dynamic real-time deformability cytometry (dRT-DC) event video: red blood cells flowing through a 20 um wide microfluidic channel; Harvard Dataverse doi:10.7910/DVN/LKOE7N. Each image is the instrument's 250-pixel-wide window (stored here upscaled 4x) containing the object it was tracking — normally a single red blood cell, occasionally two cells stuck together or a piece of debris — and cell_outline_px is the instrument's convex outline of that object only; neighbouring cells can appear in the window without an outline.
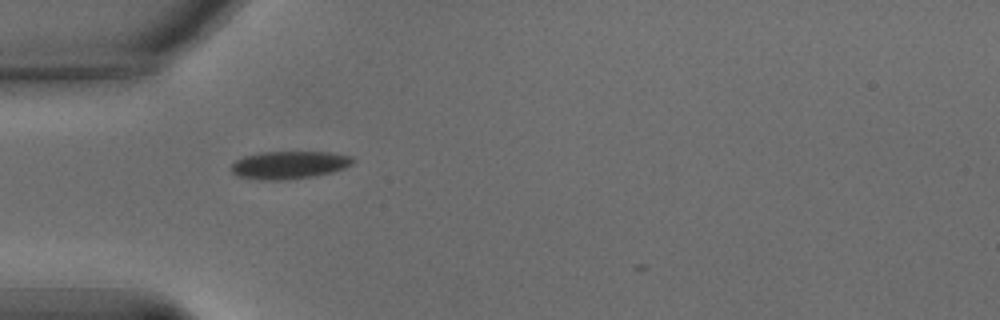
{"species": "common noctule bat (a hibernating species)", "species_latin": "Nyctalus noctula", "temperature_condition": "warm", "stored_images_in_passage": 4, "camera_frame_rate_fps": 3000, "um_per_image_px": 0.085, "animal": {"sex": "male", "body_mass_g": 15.6}, "frame": {"image": 1, "passage_image": 1, "time_ms": 0.0, "image_size_px": [1000, 320], "cell_outline_px": [[356, 160], [352, 164], [344, 168], [332, 172], [312, 176], [280, 180], [256, 180], [236, 176], [232, 172], [232, 164], [236, 160], [244, 156], [260, 152], [328, 152], [352, 156]], "centroid_in_image_um": [24.57, 14.02], "position_along_channel_um": 60.4, "area_um2": 19.71}}